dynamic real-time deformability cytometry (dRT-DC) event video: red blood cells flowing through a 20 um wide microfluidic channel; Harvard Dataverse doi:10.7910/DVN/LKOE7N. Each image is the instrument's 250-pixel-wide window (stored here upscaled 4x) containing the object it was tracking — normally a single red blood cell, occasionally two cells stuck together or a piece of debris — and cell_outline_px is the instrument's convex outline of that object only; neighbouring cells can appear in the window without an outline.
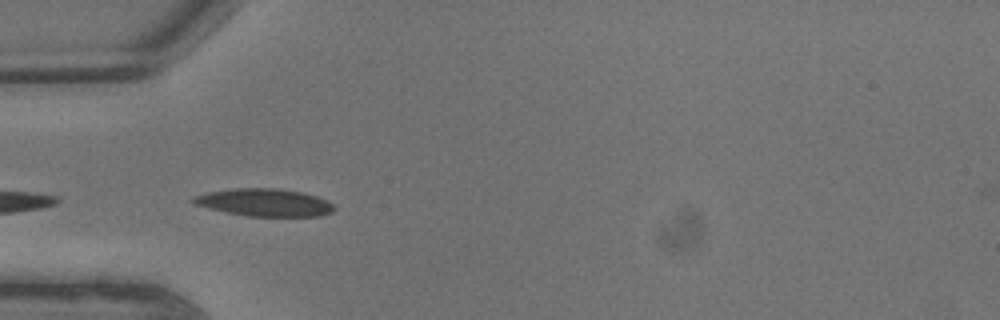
{"species": "common noctule bat (a hibernating species)", "species_latin": "Nyctalus noctula", "temperature_condition": "warm", "stored_images_in_passage": 7, "camera_frame_rate_fps": 3000, "um_per_image_px": 0.085, "animal": {"sex": "male", "body_mass_g": 13.3}, "frame": {"image": 1, "passage_image": 6, "time_ms": 1.667, "image_size_px": [1000, 320], "cell_outline_px": [[336, 208], [332, 212], [320, 216], [248, 216], [208, 208], [196, 204], [188, 200], [192, 196], [208, 192], [232, 188], [276, 188], [304, 192], [328, 200]], "centroid_in_image_um": [22.48, 17.2], "position_along_channel_um": 62.5, "area_um2": 22.72}}
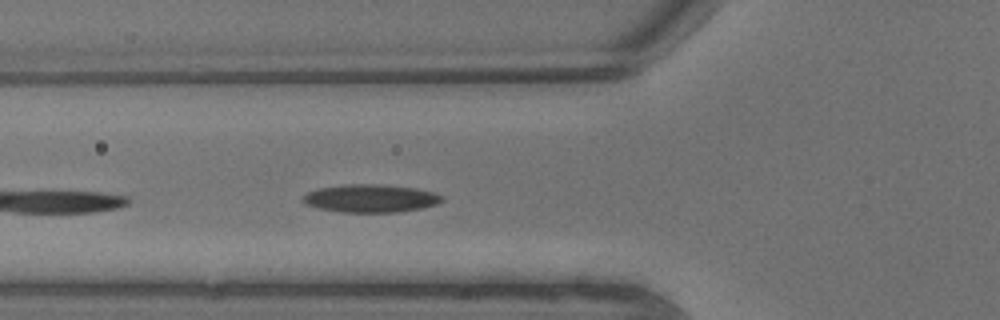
{"frame": {"image": 2, "passage_image": 7, "time_ms": 2.0, "image_size_px": [1000, 320], "cell_outline_px": [[444, 200], [436, 204], [420, 208], [392, 212], [340, 212], [320, 208], [304, 204], [300, 200], [300, 196], [308, 192], [320, 188], [344, 184], [376, 184], [416, 188], [432, 192], [440, 196]], "centroid_in_image_um": [31.42, 16.85], "position_along_channel_um": 94.4, "area_um2": 22.48}}